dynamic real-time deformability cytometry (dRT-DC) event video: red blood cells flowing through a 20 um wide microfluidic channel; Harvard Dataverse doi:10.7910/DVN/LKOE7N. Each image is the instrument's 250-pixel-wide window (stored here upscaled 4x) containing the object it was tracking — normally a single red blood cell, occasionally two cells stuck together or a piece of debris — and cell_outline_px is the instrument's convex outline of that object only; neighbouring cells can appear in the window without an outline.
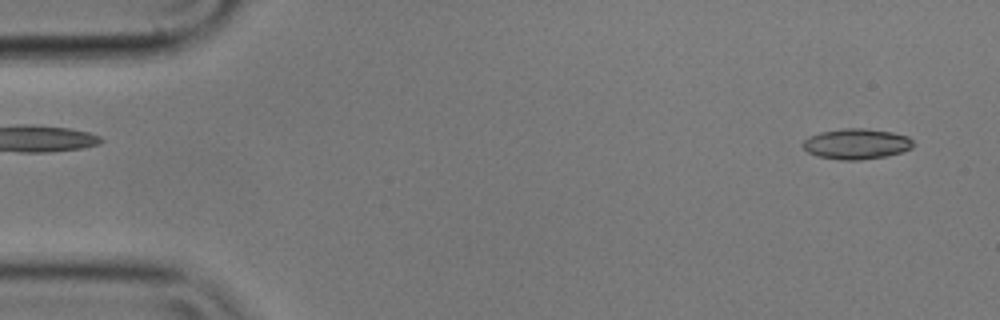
{"species": "common noctule bat (a hibernating species)", "species_latin": "Nyctalus noctula", "temperature_condition": "cold", "stored_images_in_passage": 19, "camera_frame_rate_fps": 3000, "um_per_image_px": 0.085, "animal": {"sex": "male", "body_mass_g": 17.9}, "frame": {"image": 1, "passage_image": 1, "time_ms": 0.0, "image_size_px": [1000, 320], "cell_outline_px": [[912, 148], [888, 156], [860, 160], [840, 160], [820, 156], [808, 152], [804, 148], [804, 140], [808, 136], [820, 132], [844, 128], [864, 128], [892, 132], [908, 136], [912, 140]], "centroid_in_image_um": [72.81, 12.23], "position_along_channel_um": 12.2, "area_um2": 19.54}}
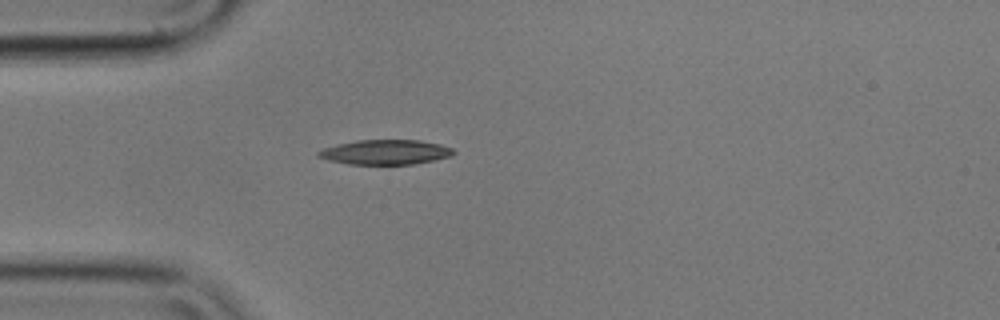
{"frame": {"image": 2, "passage_image": 13, "time_ms": 4.0, "image_size_px": [1000, 320], "cell_outline_px": [[456, 152], [452, 156], [412, 164], [348, 164], [328, 160], [316, 156], [316, 152], [324, 148], [356, 140], [420, 140], [440, 144], [452, 148]], "centroid_in_image_um": [32.76, 12.93], "position_along_channel_um": 52.2, "area_um2": 19.42}}
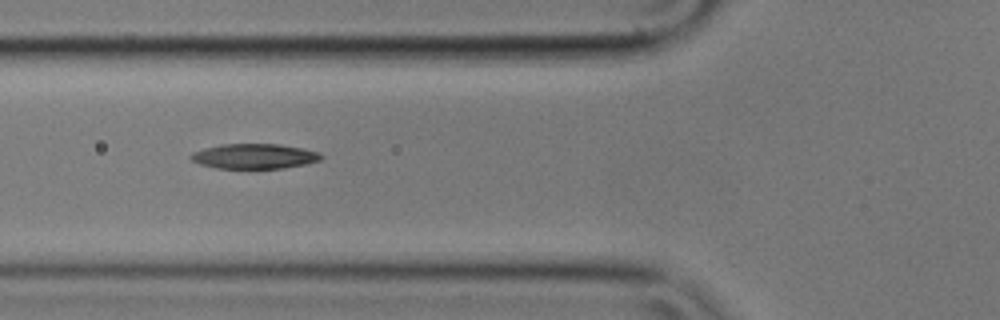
{"frame": {"image": 3, "passage_image": 18, "time_ms": 5.667, "image_size_px": [1000, 320], "cell_outline_px": [[324, 156], [320, 160], [304, 164], [284, 168], [216, 168], [200, 164], [192, 160], [188, 156], [192, 152], [204, 148], [220, 144], [280, 144], [304, 148], [320, 152]], "centroid_in_image_um": [21.62, 13.27], "position_along_channel_um": 104.2, "area_um2": 19.07}}